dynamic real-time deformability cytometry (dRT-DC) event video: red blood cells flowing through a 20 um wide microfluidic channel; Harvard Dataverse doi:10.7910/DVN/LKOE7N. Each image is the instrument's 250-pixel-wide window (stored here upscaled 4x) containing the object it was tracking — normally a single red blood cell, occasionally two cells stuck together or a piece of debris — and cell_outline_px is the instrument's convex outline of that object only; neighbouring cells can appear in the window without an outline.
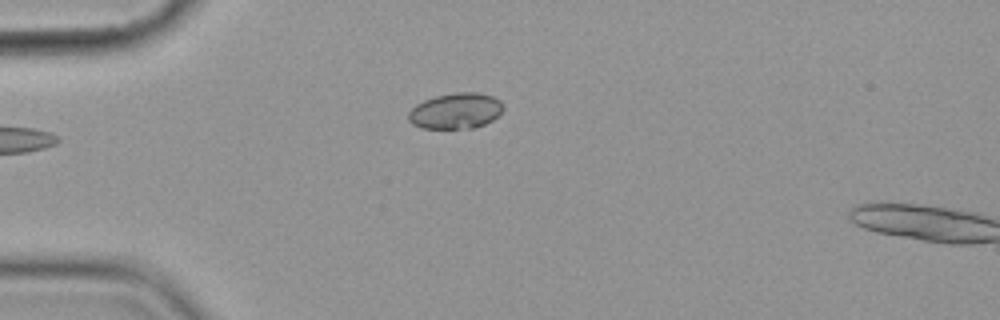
{"species": "common noctule bat (a hibernating species)", "species_latin": "Nyctalus noctula", "temperature_condition": "cold", "stored_images_in_passage": 5, "camera_frame_rate_fps": 3000, "um_per_image_px": 0.085, "animal": {"sex": "female", "body_mass_g": 19.9}, "frame": {"image": 1, "passage_image": 5, "time_ms": 4.333, "image_size_px": [1000, 320], "cell_outline_px": [[504, 108], [492, 120], [484, 124], [472, 128], [420, 128], [412, 124], [408, 120], [408, 112], [416, 104], [424, 100], [436, 96], [456, 92], [476, 92], [492, 96], [500, 100], [504, 104]], "centroid_in_image_um": [38.72, 9.42], "position_along_channel_um": 46.3, "area_um2": 19.77}}